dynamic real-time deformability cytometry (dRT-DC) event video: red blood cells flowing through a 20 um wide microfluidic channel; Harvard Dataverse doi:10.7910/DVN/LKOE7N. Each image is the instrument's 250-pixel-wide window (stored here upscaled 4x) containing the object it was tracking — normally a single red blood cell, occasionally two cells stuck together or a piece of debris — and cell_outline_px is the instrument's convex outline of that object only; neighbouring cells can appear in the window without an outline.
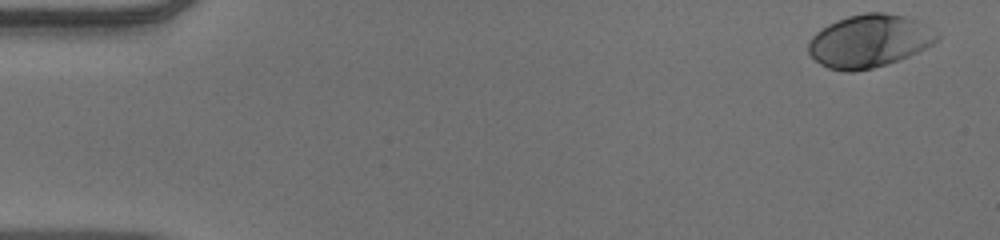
{"species": "human", "species_latin": "Homo sapiens", "temperature_condition": "warm", "stored_images_in_passage": 52, "camera_frame_rate_fps": 3000, "um_per_image_px": 0.085, "donor": {"sex": "male"}, "frame": {"image": 1, "passage_image": 1, "time_ms": 0.0, "image_size_px": [1000, 240], "cell_outline_px": [[940, 40], [908, 56], [888, 64], [872, 68], [852, 72], [848, 72], [828, 68], [820, 64], [808, 52], [808, 40], [816, 32], [828, 24], [836, 20], [848, 16], [864, 12], [884, 12], [904, 16], [916, 20], [940, 36]], "centroid_in_image_um": [73.85, 3.49], "position_along_channel_um": 11.2, "area_um2": 39.42}}
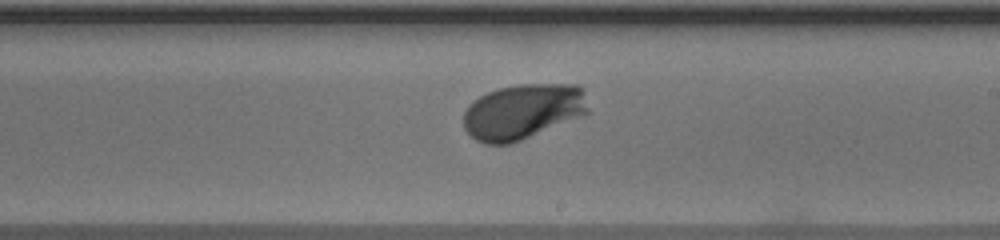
{"frame": {"image": 2, "passage_image": 30, "time_ms": 9.667, "image_size_px": [1000, 240], "cell_outline_px": [[588, 112], [520, 140], [508, 144], [484, 144], [476, 140], [464, 128], [464, 112], [468, 104], [472, 100], [488, 92], [500, 88], [520, 84], [580, 84], [584, 88], [588, 108]], "centroid_in_image_um": [44.42, 9.46], "position_along_channel_um": 244.6, "area_um2": 39.88}}
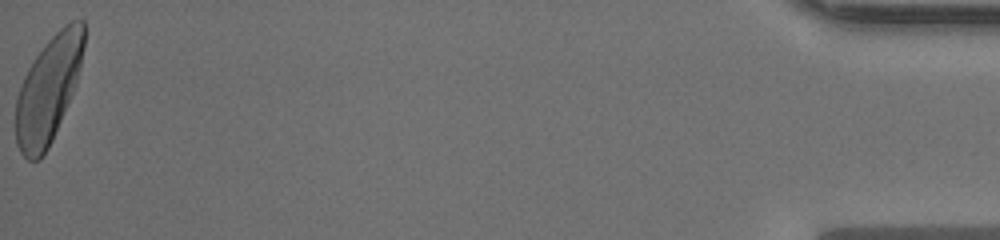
{"frame": {"image": 3, "passage_image": 52, "time_ms": 17.0, "image_size_px": [1000, 240], "cell_outline_px": [[84, 44], [80, 64], [76, 80], [72, 92], [52, 140], [48, 148], [40, 160], [28, 160], [20, 152], [16, 144], [16, 100], [24, 76], [28, 68], [36, 56], [48, 40], [64, 24], [72, 20], [84, 20]], "centroid_in_image_um": [4.09, 7.62], "position_along_channel_um": 431.1, "area_um2": 41.5}, "authors_computed_cell_mechanics": {"area_um2": 38.6104, "velocity_mm_per_s": 3.8832, "shape_relaxation_time_tau1_ms": 1.9233, "shape_relaxation_time_tau2_ms": null, "deformation_change_tau1": 0.1468, "deformation_change_tau2": null}}